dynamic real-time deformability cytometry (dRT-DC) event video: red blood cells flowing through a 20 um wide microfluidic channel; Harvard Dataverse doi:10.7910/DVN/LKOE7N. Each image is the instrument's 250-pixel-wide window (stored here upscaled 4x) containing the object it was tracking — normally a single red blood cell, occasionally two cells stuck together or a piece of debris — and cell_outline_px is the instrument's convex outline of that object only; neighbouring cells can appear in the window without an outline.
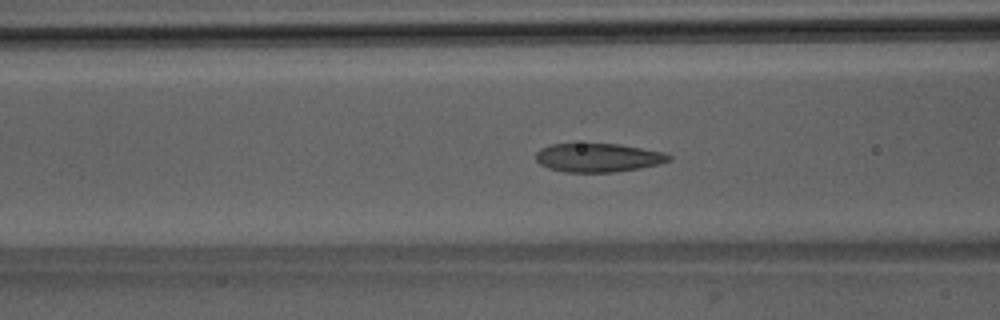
{"species": "Egyptian fruit bat (a non-hibernating species)", "species_latin": "Rousettus aegyptiacus", "temperature_condition": "room temperature", "stored_images_in_passage": 33, "camera_frame_rate_fps": 3000, "um_per_image_px": 0.085, "animal": {"sex": "male"}, "frame": {"image": 1, "passage_image": 6, "time_ms": 1.667, "image_size_px": [1000, 320], "cell_outline_px": [[672, 160], [660, 164], [640, 168], [616, 172], [564, 172], [548, 168], [540, 164], [536, 160], [536, 152], [540, 148], [552, 144], [620, 144], [664, 152], [672, 156]], "centroid_in_image_um": [50.86, 13.4], "position_along_channel_um": 115.7, "area_um2": 22.37}, "authors_computed_cell_mechanics": {"area_um2": 21.7906, "velocity_mm_per_s": 3.9812, "shape_relaxation_time_tau1_ms": 3.5245, "shape_relaxation_time_tau2_ms": 1.2335, "deformation_change_tau1": 0.1318, "deformation_change_tau2": 0.0762}}